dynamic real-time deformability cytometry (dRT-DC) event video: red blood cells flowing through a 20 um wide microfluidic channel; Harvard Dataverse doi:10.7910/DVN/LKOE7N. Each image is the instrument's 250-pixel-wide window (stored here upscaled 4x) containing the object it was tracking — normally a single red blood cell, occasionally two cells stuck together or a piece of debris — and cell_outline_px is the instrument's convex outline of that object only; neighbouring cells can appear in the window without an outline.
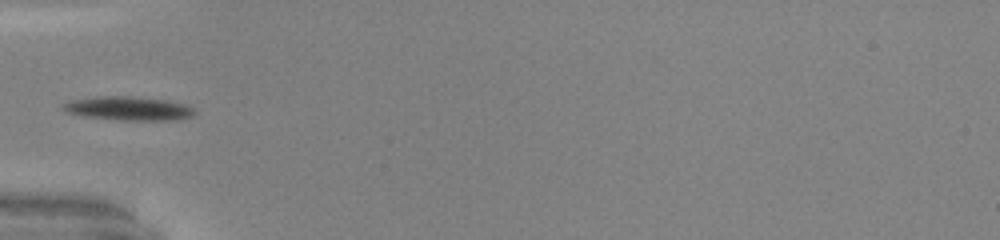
{"species": "common noctule bat (a hibernating species)", "species_latin": "Nyctalus noctula", "temperature_condition": "warm", "stored_images_in_passage": 36, "camera_frame_rate_fps": 3000, "um_per_image_px": 0.085, "animal": {"sex": "male", "body_mass_g": 20.0, "forearm_length_mm": 53.3}, "frame": {"image": 1, "passage_image": 1, "time_ms": 0.0, "image_size_px": [1000, 240], "cell_outline_px": [[196, 112], [192, 116], [176, 120], [120, 120], [84, 116], [68, 112], [64, 108], [64, 104], [72, 100], [100, 96], [128, 96], [164, 100], [184, 104], [192, 108]], "centroid_in_image_um": [10.96, 9.22], "position_along_channel_um": 74.0, "area_um2": 17.86}}
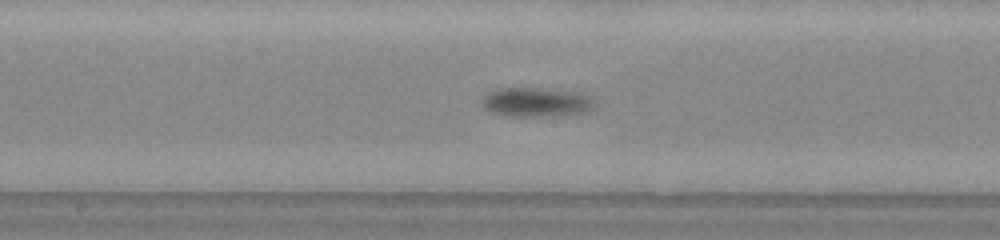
{"frame": {"image": 2, "passage_image": 11, "time_ms": 3.333, "image_size_px": [1000, 240], "cell_outline_px": [[596, 104], [592, 108], [584, 112], [544, 116], [508, 116], [492, 112], [484, 104], [484, 96], [488, 92], [496, 88], [536, 88], [580, 92], [592, 96], [596, 100]], "centroid_in_image_um": [45.65, 8.66], "position_along_channel_um": 202.6, "area_um2": 19.02}}
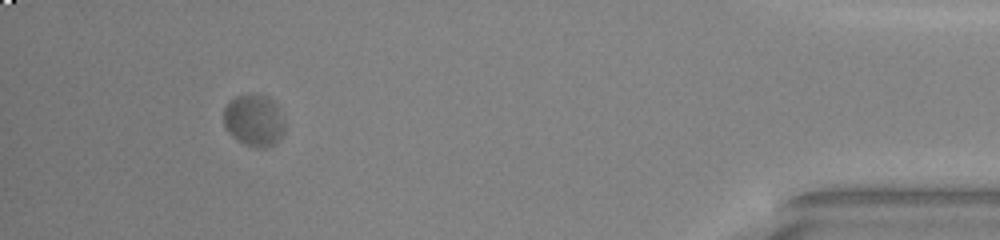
{"frame": {"image": 3, "passage_image": 32, "time_ms": 10.333, "image_size_px": [1000, 240], "cell_outline_px": [[284, 132], [280, 140], [276, 144], [268, 148], [256, 148], [244, 144], [232, 136], [228, 132], [224, 124], [224, 108], [228, 100], [236, 96], [268, 96], [276, 104], [284, 120]], "centroid_in_image_um": [21.6, 10.28], "position_along_channel_um": 413.6, "area_um2": 18.55}, "authors_computed_cell_mechanics": {"area_um2": 18.5249, "velocity_mm_per_s": 3.8568, "shape_relaxation_time_tau1_ms": 1.7686, "shape_relaxation_time_tau2_ms": null, "deformation_change_tau1": 0.1364, "deformation_change_tau2": null}}